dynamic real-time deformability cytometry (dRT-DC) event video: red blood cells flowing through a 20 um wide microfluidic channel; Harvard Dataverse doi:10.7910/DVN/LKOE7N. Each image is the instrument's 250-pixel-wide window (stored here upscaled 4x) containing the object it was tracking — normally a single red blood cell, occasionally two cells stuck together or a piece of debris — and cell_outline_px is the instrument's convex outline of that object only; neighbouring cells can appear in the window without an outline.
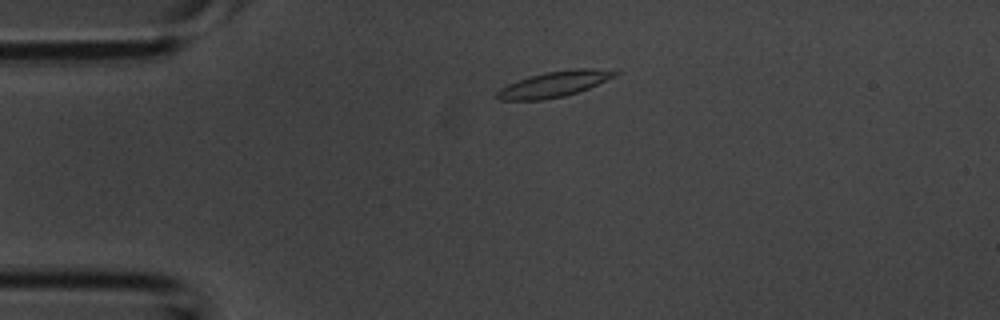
{"species": "common noctule bat (a hibernating species)", "species_latin": "Nyctalus noctula", "temperature_condition": "room temperature", "stored_images_in_passage": 36, "camera_frame_rate_fps": 3000, "um_per_image_px": 0.085, "animal": {"sex": "male", "body_mass_g": 20.1, "forearm_length_mm": 53.5}, "frame": {"image": 1, "passage_image": 2, "time_ms": 0.333, "image_size_px": [1000, 320], "cell_outline_px": [[620, 72], [616, 76], [588, 88], [564, 96], [540, 100], [500, 100], [496, 96], [496, 92], [500, 88], [508, 84], [528, 76], [544, 72], [576, 68], [592, 68]], "centroid_in_image_um": [47.08, 7.14], "position_along_channel_um": 37.9, "area_um2": 17.51}}
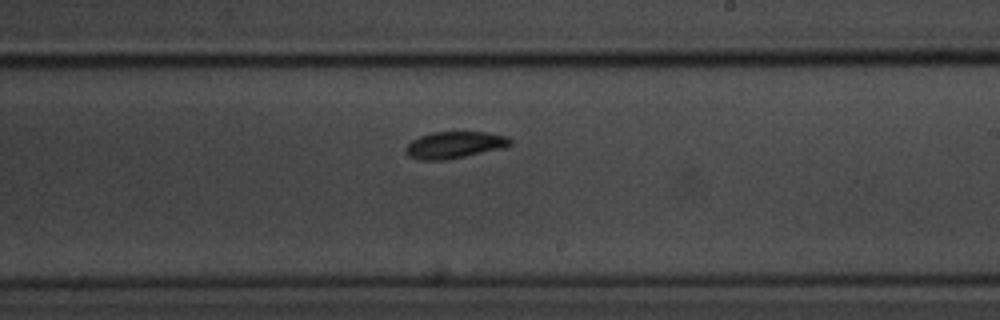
{"frame": {"image": 2, "passage_image": 18, "time_ms": 5.667, "image_size_px": [1000, 320], "cell_outline_px": [[512, 144], [504, 148], [444, 160], [420, 160], [408, 156], [404, 152], [404, 148], [412, 140], [420, 136], [432, 132], [488, 132], [508, 136], [512, 140]], "centroid_in_image_um": [38.63, 12.31], "position_along_channel_um": 250.4, "area_um2": 16.42}}
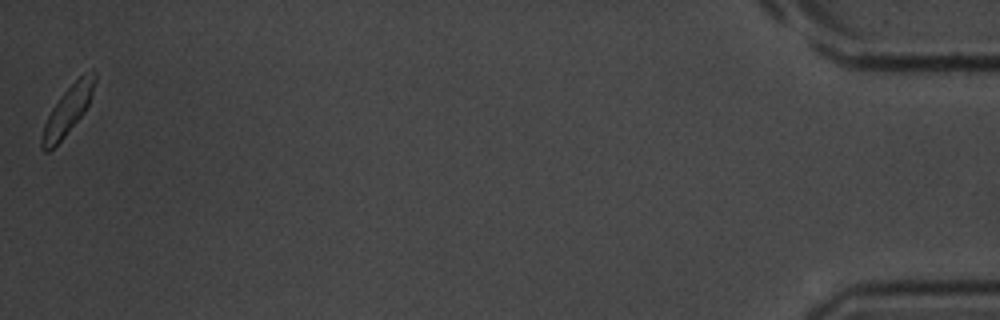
{"frame": {"image": 3, "passage_image": 36, "time_ms": 11.667, "image_size_px": [1000, 320], "cell_outline_px": [[96, 80], [92, 96], [84, 112], [64, 136], [48, 152], [44, 152], [40, 148], [40, 140], [44, 124], [52, 108], [60, 96], [84, 72], [92, 68], [96, 72]], "centroid_in_image_um": [5.77, 9.35], "position_along_channel_um": 429.4, "area_um2": 14.8}}